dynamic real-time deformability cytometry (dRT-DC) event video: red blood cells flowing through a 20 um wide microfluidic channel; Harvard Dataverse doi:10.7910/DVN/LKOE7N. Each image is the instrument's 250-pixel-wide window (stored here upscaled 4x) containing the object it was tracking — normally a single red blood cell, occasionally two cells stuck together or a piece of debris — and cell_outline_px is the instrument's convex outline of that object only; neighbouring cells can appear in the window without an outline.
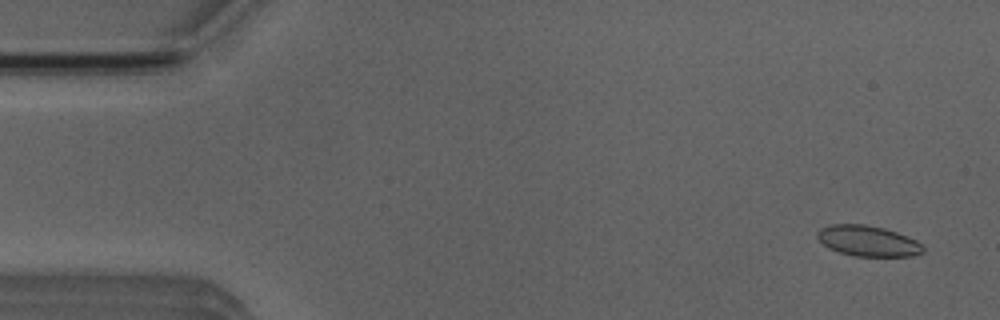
{"species": "Egyptian fruit bat (a non-hibernating species)", "species_latin": "Rousettus aegyptiacus", "temperature_condition": "room temperature", "stored_images_in_passage": 5, "camera_frame_rate_fps": 3000, "um_per_image_px": 0.085, "animal": {"sex": "male"}, "frame": {"image": 1, "passage_image": 1, "time_ms": 0.0, "image_size_px": [1000, 320], "cell_outline_px": [[924, 252], [912, 256], [852, 256], [836, 252], [828, 248], [816, 236], [816, 232], [820, 228], [832, 224], [864, 224], [884, 228], [896, 232], [916, 240], [924, 248]], "centroid_in_image_um": [73.74, 20.48], "position_along_channel_um": 11.3, "area_um2": 18.96}}